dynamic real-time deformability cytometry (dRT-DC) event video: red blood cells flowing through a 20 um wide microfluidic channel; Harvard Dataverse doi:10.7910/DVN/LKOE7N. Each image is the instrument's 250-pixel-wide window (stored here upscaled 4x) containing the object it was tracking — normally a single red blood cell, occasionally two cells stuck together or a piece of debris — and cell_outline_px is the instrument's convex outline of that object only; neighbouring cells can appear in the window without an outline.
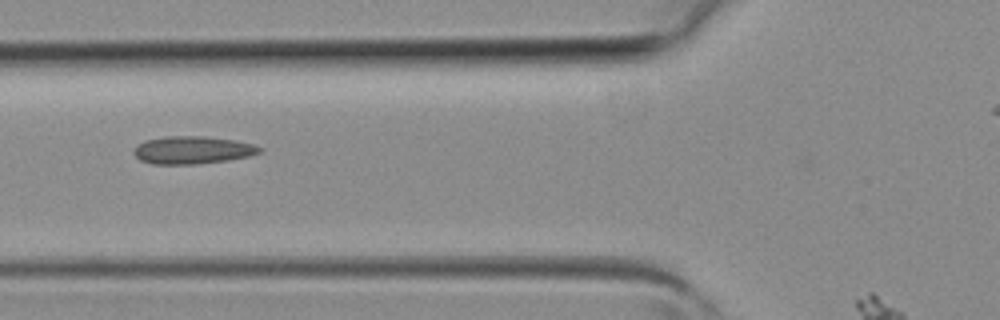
{"species": "common noctule bat (a hibernating species)", "species_latin": "Nyctalus noctula", "temperature_condition": "room temperature", "stored_images_in_passage": 5, "camera_frame_rate_fps": 3000, "um_per_image_px": 0.085, "animal": {"sex": "female", "body_mass_g": 19.3, "forearm_length_mm": 54.1}, "frame": {"image": 1, "passage_image": 4, "time_ms": 1.0, "image_size_px": [1000, 320], "cell_outline_px": [[264, 148], [260, 152], [248, 156], [228, 160], [196, 164], [152, 164], [140, 160], [132, 152], [144, 140], [168, 136], [204, 136], [236, 140], [252, 144]], "centroid_in_image_um": [16.37, 12.75], "position_along_channel_um": 109.4, "area_um2": 20.23}}
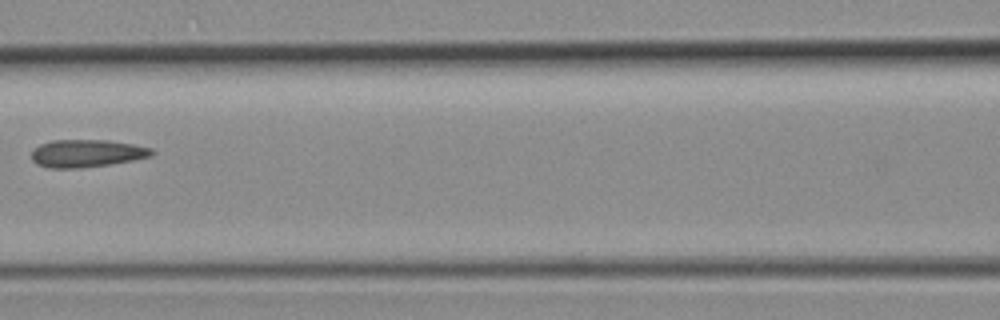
{"frame": {"image": 2, "passage_image": 5, "time_ms": 1.333, "image_size_px": [1000, 320], "cell_outline_px": [[156, 152], [152, 156], [132, 160], [108, 164], [80, 168], [48, 168], [36, 164], [32, 160], [32, 148], [40, 144], [52, 140], [108, 140], [132, 144], [152, 148]], "centroid_in_image_um": [7.35, 13.03], "position_along_channel_um": 159.3, "area_um2": 19.42}}